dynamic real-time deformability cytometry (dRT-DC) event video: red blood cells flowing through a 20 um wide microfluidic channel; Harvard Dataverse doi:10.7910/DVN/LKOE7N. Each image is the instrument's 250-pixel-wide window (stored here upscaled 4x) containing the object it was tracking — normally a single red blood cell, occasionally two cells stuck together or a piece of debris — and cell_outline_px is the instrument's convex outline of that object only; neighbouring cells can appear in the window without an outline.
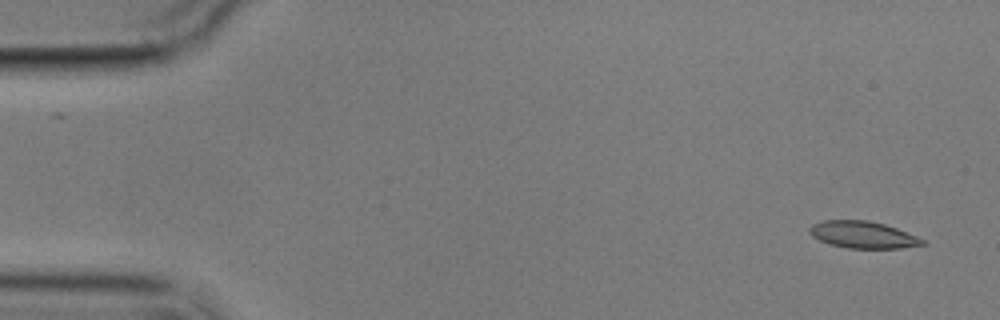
{"species": "common noctule bat (a hibernating species)", "species_latin": "Nyctalus noctula", "temperature_condition": "cold", "stored_images_in_passage": 4, "camera_frame_rate_fps": 3000, "um_per_image_px": 0.085, "animal": {"sex": "male", "body_mass_g": 17.9}, "frame": {"image": 1, "passage_image": 1, "time_ms": 0.0, "image_size_px": [1000, 320], "cell_outline_px": [[928, 244], [900, 248], [848, 248], [828, 244], [812, 236], [808, 232], [808, 228], [812, 224], [824, 220], [868, 220], [884, 224], [896, 228], [916, 236], [924, 240]], "centroid_in_image_um": [73.32, 19.95], "position_along_channel_um": 11.7, "area_um2": 17.74}}
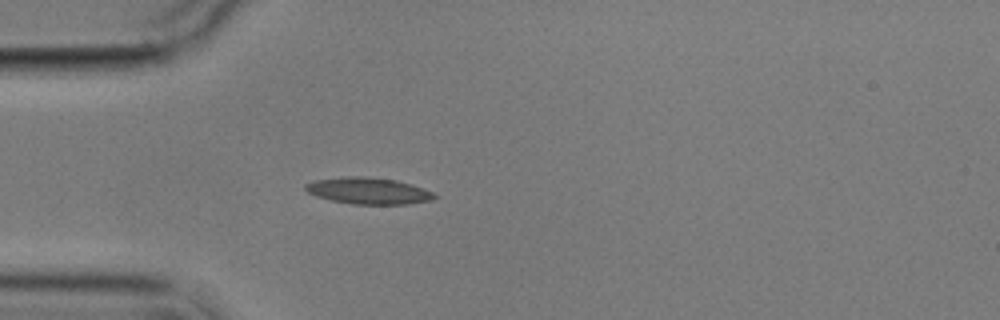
{"frame": {"image": 2, "passage_image": 4, "time_ms": 4.333, "image_size_px": [1000, 320], "cell_outline_px": [[436, 196], [432, 200], [408, 204], [352, 204], [332, 200], [316, 196], [308, 192], [304, 188], [304, 184], [316, 180], [344, 176], [364, 176], [396, 180], [432, 192]], "centroid_in_image_um": [31.26, 16.22], "position_along_channel_um": 53.7, "area_um2": 19.71}}